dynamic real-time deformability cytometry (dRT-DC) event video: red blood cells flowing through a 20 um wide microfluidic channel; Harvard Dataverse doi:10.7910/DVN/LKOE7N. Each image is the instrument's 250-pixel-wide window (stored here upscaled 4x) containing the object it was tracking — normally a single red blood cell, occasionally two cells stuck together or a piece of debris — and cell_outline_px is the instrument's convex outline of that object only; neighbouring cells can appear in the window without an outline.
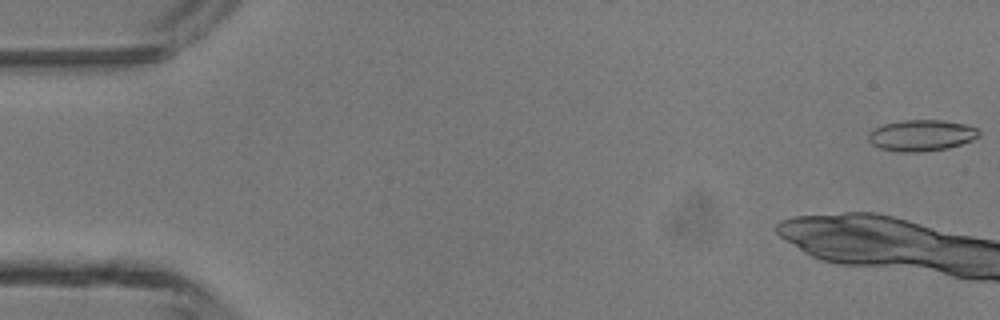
{"species": "common noctule bat (a hibernating species)", "species_latin": "Nyctalus noctula", "temperature_condition": "room temperature", "stored_images_in_passage": 4, "camera_frame_rate_fps": 3000, "um_per_image_px": 0.085, "animal": {"sex": "male", "body_mass_g": 13.3}, "frame": {"image": 1, "passage_image": 1, "time_ms": 0.0, "image_size_px": [1000, 320], "cell_outline_px": [[980, 136], [972, 140], [948, 148], [920, 152], [896, 152], [880, 148], [872, 144], [868, 140], [868, 132], [872, 128], [884, 124], [904, 120], [944, 120], [964, 124], [976, 128], [980, 132]], "centroid_in_image_um": [78.29, 11.51], "position_along_channel_um": 6.7, "area_um2": 20.23}}